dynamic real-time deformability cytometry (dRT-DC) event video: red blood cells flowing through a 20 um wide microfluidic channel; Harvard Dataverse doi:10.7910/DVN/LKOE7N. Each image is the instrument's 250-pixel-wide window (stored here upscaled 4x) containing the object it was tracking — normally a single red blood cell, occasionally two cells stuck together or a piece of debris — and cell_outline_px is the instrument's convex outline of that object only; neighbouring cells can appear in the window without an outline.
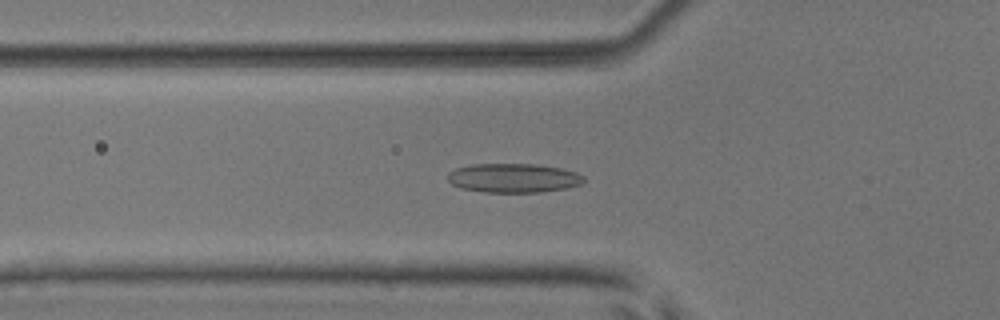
{"species": "common noctule bat (a hibernating species)", "species_latin": "Nyctalus noctula", "temperature_condition": "room temperature", "stored_images_in_passage": 46, "camera_frame_rate_fps": 3000, "um_per_image_px": 0.085, "animal": {"sex": "male", "body_mass_g": 17.9, "forearm_length_mm": 54.2}, "frame": {"image": 1, "passage_image": 18, "time_ms": 5.667, "image_size_px": [1000, 320], "cell_outline_px": [[584, 180], [580, 184], [564, 188], [540, 192], [484, 192], [460, 188], [452, 184], [448, 180], [448, 172], [456, 168], [472, 164], [536, 164], [560, 168], [576, 172], [584, 176]], "centroid_in_image_um": [43.61, 15.12], "position_along_channel_um": 82.2, "area_um2": 23.0}}
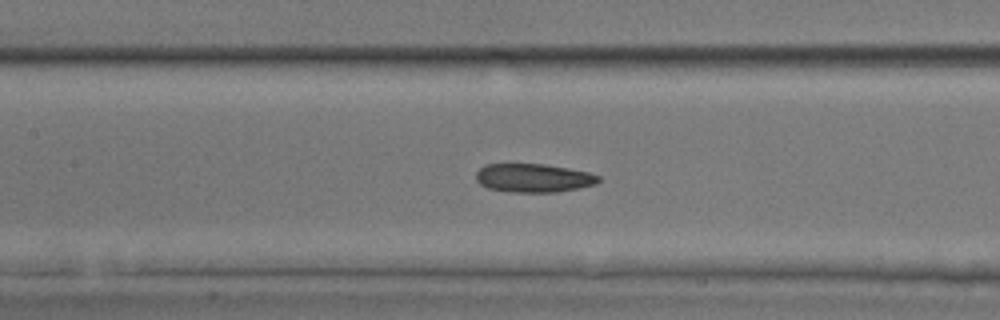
{"frame": {"image": 2, "passage_image": 24, "time_ms": 7.667, "image_size_px": [1000, 320], "cell_outline_px": [[600, 180], [596, 184], [556, 192], [512, 192], [488, 188], [480, 184], [476, 180], [476, 172], [484, 164], [544, 164], [568, 168], [588, 172], [600, 176]], "centroid_in_image_um": [45.33, 15.12], "position_along_channel_um": 162.1, "area_um2": 20.35}}
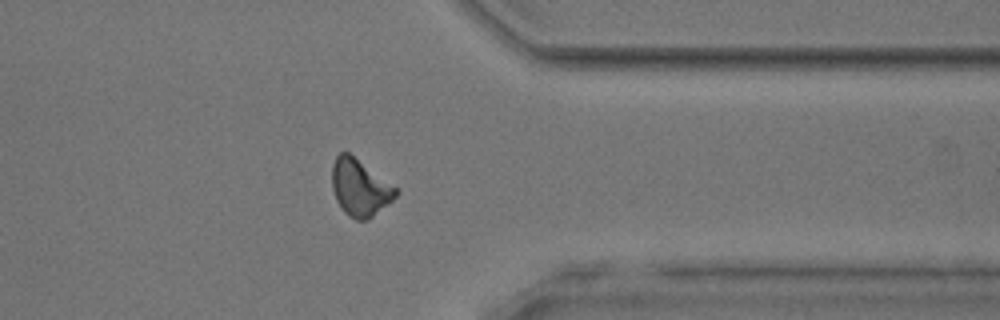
{"frame": {"image": 3, "passage_image": 41, "time_ms": 13.333, "image_size_px": [1000, 320], "cell_outline_px": [[400, 192], [388, 204], [368, 220], [356, 220], [348, 216], [344, 212], [336, 200], [332, 188], [332, 164], [336, 156], [340, 152], [348, 152], [400, 188]], "centroid_in_image_um": [30.62, 15.95], "position_along_channel_um": 380.8, "area_um2": 21.44}}